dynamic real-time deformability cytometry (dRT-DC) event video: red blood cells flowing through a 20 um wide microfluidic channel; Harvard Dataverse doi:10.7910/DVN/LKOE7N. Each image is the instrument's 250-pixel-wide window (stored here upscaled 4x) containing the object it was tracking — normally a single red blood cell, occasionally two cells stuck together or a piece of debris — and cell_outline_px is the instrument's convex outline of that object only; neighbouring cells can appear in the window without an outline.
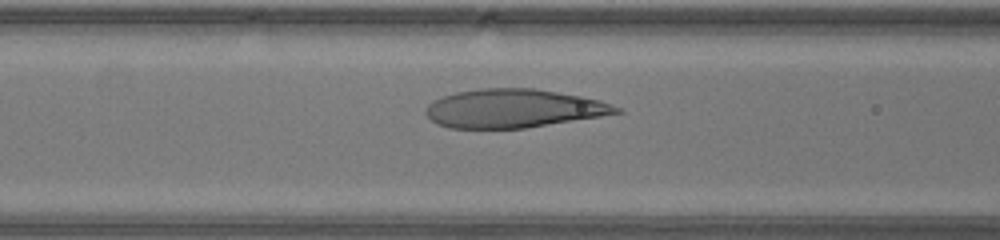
{"species": "human", "species_latin": "Homo sapiens", "temperature_condition": "warm", "stored_images_in_passage": 27, "camera_frame_rate_fps": 3000, "um_per_image_px": 0.085, "donor": {"sex": "male"}, "frame": {"image": 1, "passage_image": 9, "time_ms": 2.667, "image_size_px": [1000, 240], "cell_outline_px": [[624, 112], [600, 116], [524, 128], [448, 128], [436, 124], [424, 112], [424, 108], [428, 104], [444, 96], [456, 92], [480, 88], [536, 88], [580, 96], [600, 100], [620, 108]], "centroid_in_image_um": [43.62, 9.21], "position_along_channel_um": 123.0, "area_um2": 42.6}}
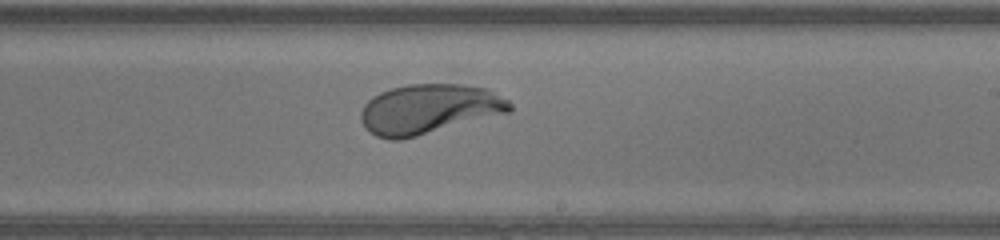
{"frame": {"image": 2, "passage_image": 17, "time_ms": 5.333, "image_size_px": [1000, 240], "cell_outline_px": [[512, 108], [508, 112], [416, 136], [400, 140], [392, 140], [376, 136], [360, 120], [360, 112], [364, 104], [372, 96], [380, 92], [392, 88], [408, 84], [460, 84], [488, 88], [508, 100], [512, 104]], "centroid_in_image_um": [36.44, 9.25], "position_along_channel_um": 252.6, "area_um2": 42.83}}
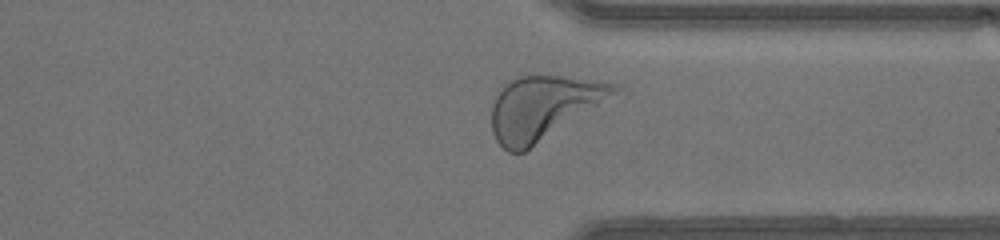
{"frame": {"image": 3, "passage_image": 24, "time_ms": 7.667, "image_size_px": [1000, 240], "cell_outline_px": [[620, 88], [616, 92], [524, 152], [508, 152], [496, 140], [492, 132], [492, 104], [496, 96], [504, 84], [508, 80], [520, 76], [560, 76], [620, 84]], "centroid_in_image_um": [46.08, 9.14], "position_along_channel_um": 365.3, "area_um2": 43.99}}